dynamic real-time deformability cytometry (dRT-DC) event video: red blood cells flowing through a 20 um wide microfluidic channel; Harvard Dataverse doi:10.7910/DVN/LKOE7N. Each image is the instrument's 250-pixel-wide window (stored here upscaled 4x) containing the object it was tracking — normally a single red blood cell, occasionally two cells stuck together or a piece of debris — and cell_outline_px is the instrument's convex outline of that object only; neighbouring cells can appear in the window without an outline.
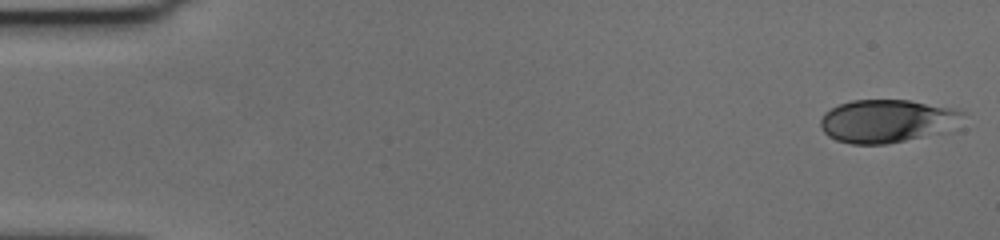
{"species": "human", "species_latin": "Homo sapiens", "temperature_condition": "cold", "stored_images_in_passage": 57, "camera_frame_rate_fps": 3000, "um_per_image_px": 0.085, "donor": {"sex": "female"}, "frame": {"image": 1, "passage_image": 1, "time_ms": 0.0, "image_size_px": [1000, 240], "cell_outline_px": [[968, 112], [940, 132], [904, 140], [884, 144], [852, 144], [836, 140], [828, 136], [824, 132], [820, 124], [820, 120], [824, 112], [840, 104], [852, 100], [908, 100], [952, 108]], "centroid_in_image_um": [75.29, 10.27], "position_along_channel_um": 9.7, "area_um2": 34.91}}
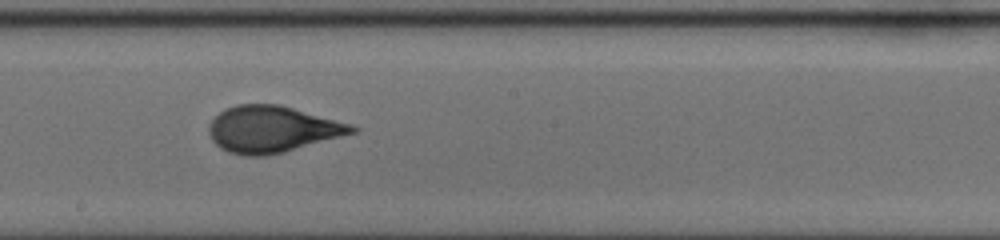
{"frame": {"image": 2, "passage_image": 32, "time_ms": 10.333, "image_size_px": [1000, 240], "cell_outline_px": [[360, 128], [356, 132], [284, 152], [264, 156], [244, 156], [228, 152], [220, 148], [212, 140], [208, 132], [208, 124], [224, 108], [236, 104], [280, 104], [352, 124]], "centroid_in_image_um": [23.11, 10.98], "position_along_channel_um": 225.1, "area_um2": 38.9}}
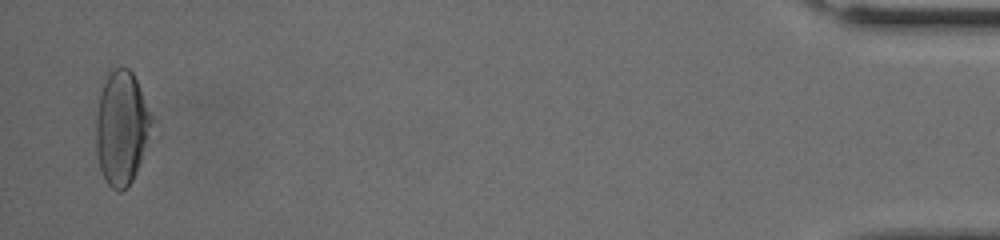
{"frame": {"image": 3, "passage_image": 56, "time_ms": 18.333, "image_size_px": [1000, 240], "cell_outline_px": [[152, 116], [140, 160], [136, 172], [132, 180], [120, 192], [116, 192], [104, 180], [96, 156], [96, 116], [100, 92], [108, 72], [116, 68], [128, 68], [132, 72], [136, 80]], "centroid_in_image_um": [10.27, 10.87], "position_along_channel_um": 424.9, "area_um2": 36.13}, "authors_computed_cell_mechanics": {"area_um2": 37.1076, "velocity_mm_per_s": 3.5755, "shape_relaxation_time_tau1_ms": 4.7014, "shape_relaxation_time_tau2_ms": null, "deformation_change_tau1": 0.1733, "deformation_change_tau2": null}}